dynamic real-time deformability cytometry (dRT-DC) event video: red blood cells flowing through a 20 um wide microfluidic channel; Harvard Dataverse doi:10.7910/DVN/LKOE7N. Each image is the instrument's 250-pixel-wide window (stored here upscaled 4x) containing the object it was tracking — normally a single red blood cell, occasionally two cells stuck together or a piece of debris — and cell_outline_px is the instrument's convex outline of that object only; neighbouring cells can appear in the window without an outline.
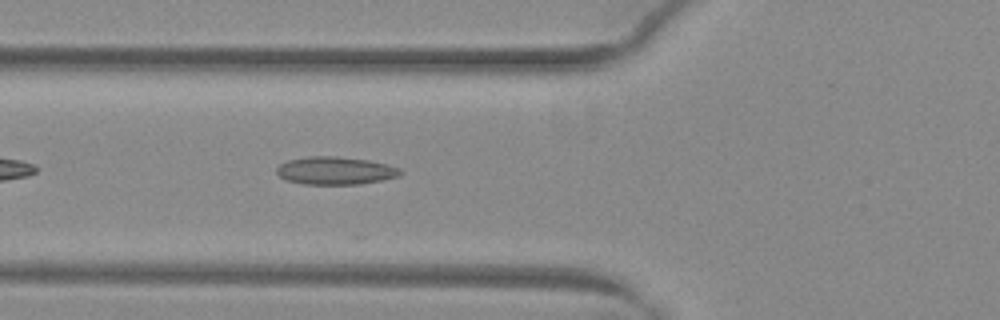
{"species": "common noctule bat (a hibernating species)", "species_latin": "Nyctalus noctula", "temperature_condition": "warm", "stored_images_in_passage": 12, "camera_frame_rate_fps": 3000, "um_per_image_px": 0.085, "animal": {"sex": "female", "body_mass_g": 29.2, "forearm_length_mm": 56.3}, "frame": {"image": 1, "passage_image": 5, "time_ms": 1.333, "image_size_px": [1000, 320], "cell_outline_px": [[404, 172], [400, 176], [360, 184], [304, 184], [288, 180], [280, 176], [276, 172], [276, 168], [280, 164], [288, 160], [308, 156], [336, 156], [368, 160], [388, 164], [400, 168]], "centroid_in_image_um": [28.53, 14.5], "position_along_channel_um": 97.3, "area_um2": 20.06}}
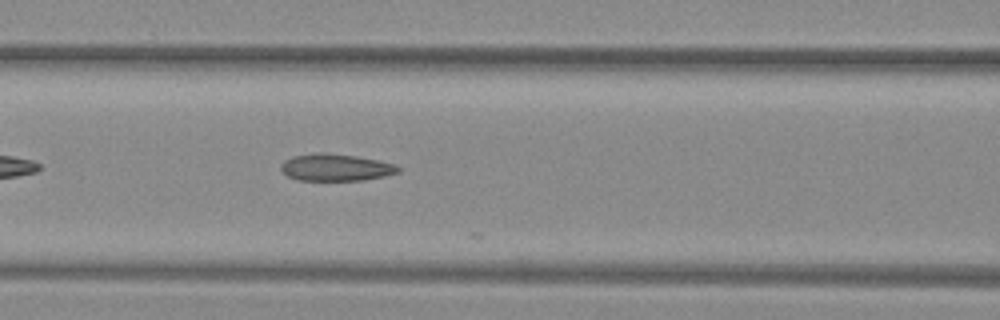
{"frame": {"image": 2, "passage_image": 8, "time_ms": 2.333, "image_size_px": [1000, 320], "cell_outline_px": [[400, 172], [384, 176], [364, 180], [296, 180], [288, 176], [280, 168], [280, 164], [284, 160], [292, 156], [316, 152], [324, 152], [356, 156], [376, 160], [392, 164], [400, 168]], "centroid_in_image_um": [28.49, 14.22], "position_along_channel_um": 138.1, "area_um2": 18.44}}
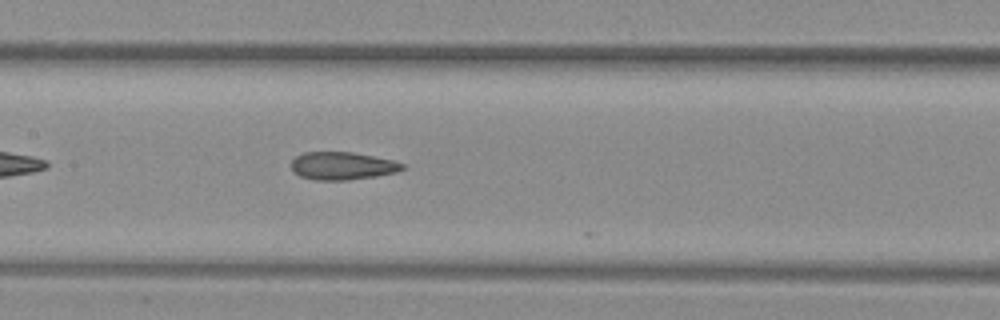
{"frame": {"image": 3, "passage_image": 11, "time_ms": 3.333, "image_size_px": [1000, 320], "cell_outline_px": [[404, 168], [396, 172], [376, 176], [348, 180], [312, 180], [300, 176], [292, 172], [292, 160], [296, 156], [304, 152], [352, 152], [392, 160], [404, 164]], "centroid_in_image_um": [29.06, 14.1], "position_along_channel_um": 178.3, "area_um2": 17.98}}